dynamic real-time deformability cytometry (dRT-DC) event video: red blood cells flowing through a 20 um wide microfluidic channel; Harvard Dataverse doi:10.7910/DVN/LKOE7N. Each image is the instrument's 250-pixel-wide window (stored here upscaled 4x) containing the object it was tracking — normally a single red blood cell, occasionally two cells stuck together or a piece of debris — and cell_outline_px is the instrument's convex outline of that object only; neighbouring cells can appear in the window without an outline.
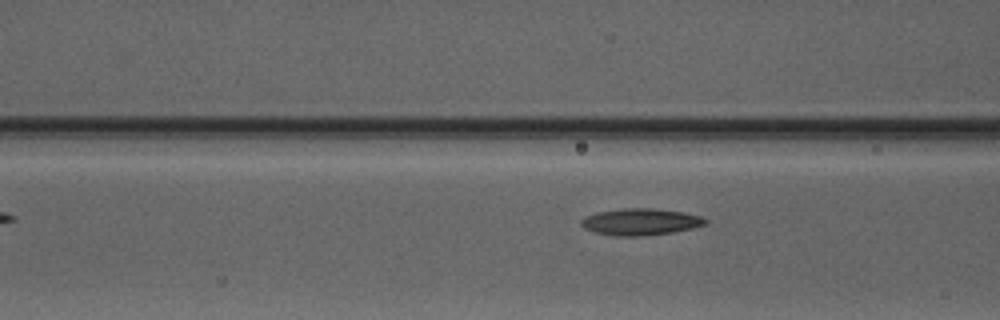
{"species": "Egyptian fruit bat (a non-hibernating species)", "species_latin": "Rousettus aegyptiacus", "temperature_condition": "warm", "stored_images_in_passage": 8, "segment_of_instrument_passage": [2, 2], "camera_frame_rate_fps": 3000, "um_per_image_px": 0.085, "animal": {"sex": "male"}, "frame": {"image": 1, "passage_image": 8, "time_ms": 9.333, "image_size_px": [1000, 320], "cell_outline_px": [[708, 224], [692, 228], [672, 232], [644, 236], [616, 236], [592, 232], [584, 228], [580, 224], [580, 220], [584, 216], [596, 212], [620, 208], [656, 208], [684, 212], [700, 216], [708, 220]], "centroid_in_image_um": [54.42, 18.85], "position_along_channel_um": 112.2, "area_um2": 19.65}}